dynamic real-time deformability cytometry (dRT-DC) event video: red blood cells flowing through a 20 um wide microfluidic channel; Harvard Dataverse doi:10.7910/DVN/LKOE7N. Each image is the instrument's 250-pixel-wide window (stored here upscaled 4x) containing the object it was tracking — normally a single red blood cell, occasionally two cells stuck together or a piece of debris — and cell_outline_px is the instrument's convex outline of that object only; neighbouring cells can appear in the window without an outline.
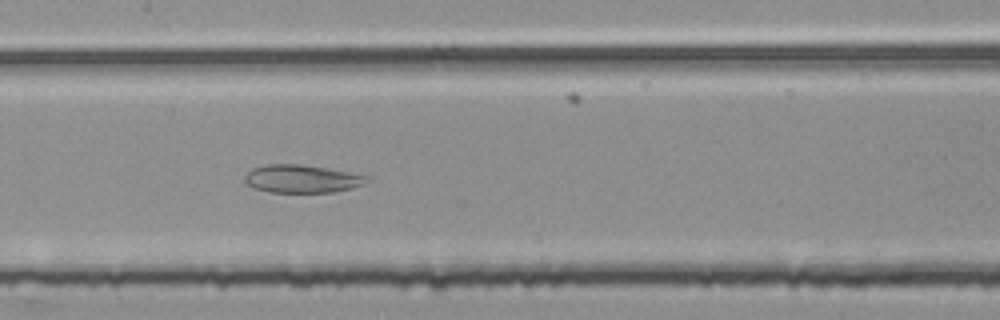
{"species": "common noctule bat (a hibernating species)", "species_latin": "Nyctalus noctula", "temperature_condition": "room temperature", "stored_images_in_passage": 40, "camera_frame_rate_fps": 3000, "um_per_image_px": 0.085, "animal": {"sex": "female", "body_mass_g": 25.1}, "frame": {"image": 1, "passage_image": 16, "time_ms": 5.0, "image_size_px": [1000, 320], "cell_outline_px": [[372, 180], [364, 184], [352, 188], [332, 192], [268, 192], [252, 188], [244, 184], [244, 176], [252, 168], [268, 164], [300, 164], [328, 168], [372, 176]], "centroid_in_image_um": [25.68, 15.2], "position_along_channel_um": 181.7, "area_um2": 20.29}}
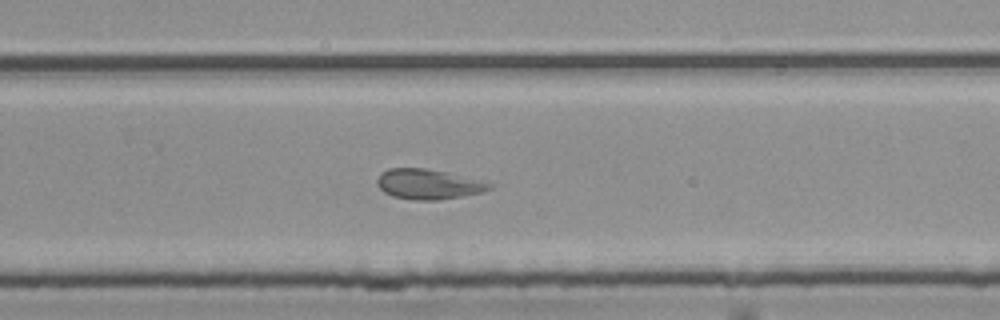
{"frame": {"image": 2, "passage_image": 25, "time_ms": 8.0, "image_size_px": [1000, 320], "cell_outline_px": [[492, 188], [484, 192], [436, 200], [416, 200], [392, 196], [384, 192], [376, 184], [376, 180], [380, 172], [388, 168], [424, 168], [444, 172], [492, 184]], "centroid_in_image_um": [36.32, 15.66], "position_along_channel_um": 293.5, "area_um2": 19.36}}
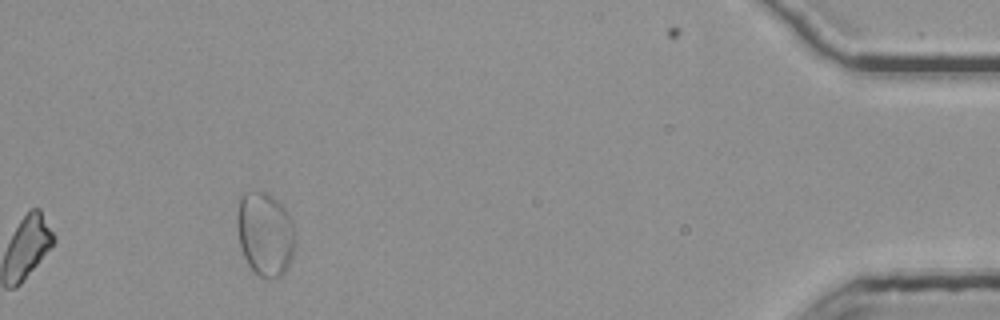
{"frame": {"image": 3, "passage_image": 40, "time_ms": 13.0, "image_size_px": [1000, 320], "cell_outline_px": [[296, 240], [292, 256], [284, 272], [280, 276], [268, 280], [260, 276], [248, 264], [244, 256], [240, 244], [236, 224], [236, 212], [240, 196], [244, 192], [264, 192], [272, 196], [284, 208], [292, 220], [296, 232]], "centroid_in_image_um": [22.53, 19.88], "position_along_channel_um": 412.7, "area_um2": 28.55}, "authors_computed_cell_mechanics": {"area_um2": 23.12, "velocity_mm_per_s": 3.7482, "shape_relaxation_time_tau1_ms": null, "shape_relaxation_time_tau2_ms": 5.9361, "deformation_change_tau1": null, "deformation_change_tau2": 0.1368}}